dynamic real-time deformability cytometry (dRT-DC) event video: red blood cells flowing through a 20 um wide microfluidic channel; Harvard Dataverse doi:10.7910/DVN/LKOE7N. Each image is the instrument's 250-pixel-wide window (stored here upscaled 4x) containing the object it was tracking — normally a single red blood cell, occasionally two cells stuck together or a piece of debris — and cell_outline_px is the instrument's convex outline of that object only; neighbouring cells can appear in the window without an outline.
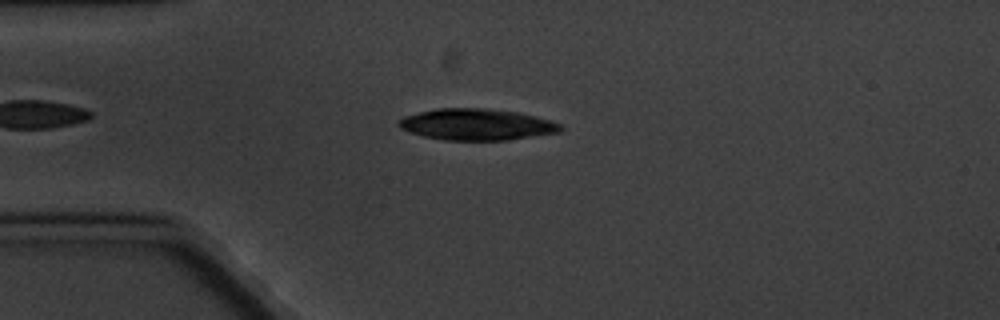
{"species": "common noctule bat (a hibernating species)", "species_latin": "Nyctalus noctula", "temperature_condition": "cold", "stored_images_in_passage": 7, "camera_frame_rate_fps": 3000, "um_per_image_px": 0.085, "animal": {"sex": "male", "body_mass_g": 20.1, "forearm_length_mm": 53.5}, "frame": {"image": 1, "passage_image": 4, "time_ms": 3.667, "image_size_px": [1000, 320], "cell_outline_px": [[564, 128], [560, 132], [508, 140], [444, 140], [424, 136], [400, 128], [396, 124], [404, 116], [436, 108], [484, 108], [516, 112], [536, 116], [552, 120], [560, 124]], "centroid_in_image_um": [40.54, 10.58], "position_along_channel_um": 44.5, "area_um2": 29.54}}